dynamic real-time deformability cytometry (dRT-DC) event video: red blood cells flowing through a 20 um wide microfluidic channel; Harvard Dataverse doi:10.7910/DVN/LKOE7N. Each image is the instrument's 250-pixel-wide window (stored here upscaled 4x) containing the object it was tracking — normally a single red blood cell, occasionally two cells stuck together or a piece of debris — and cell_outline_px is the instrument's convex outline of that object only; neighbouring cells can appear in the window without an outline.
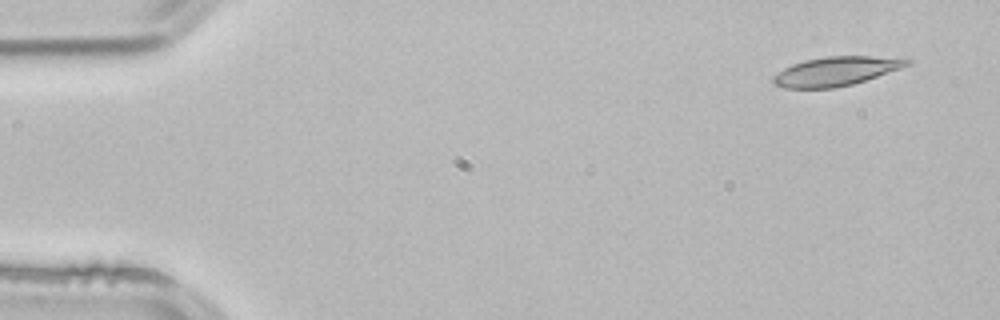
{"species": "common noctule bat (a hibernating species)", "species_latin": "Nyctalus noctula", "temperature_condition": "room temperature", "stored_images_in_passage": 3, "camera_frame_rate_fps": 3000, "um_per_image_px": 0.085, "animal": {"sex": "male", "body_mass_g": 21.5, "forearm_length_mm": 52.0}, "frame": {"image": 1, "passage_image": 1, "time_ms": 0.0, "image_size_px": [1000, 320], "cell_outline_px": [[912, 64], [852, 84], [836, 88], [784, 88], [772, 84], [772, 76], [784, 68], [792, 64], [804, 60], [828, 56], [868, 56], [912, 60]], "centroid_in_image_um": [70.98, 6.06], "position_along_channel_um": 14.0, "area_um2": 22.43}}
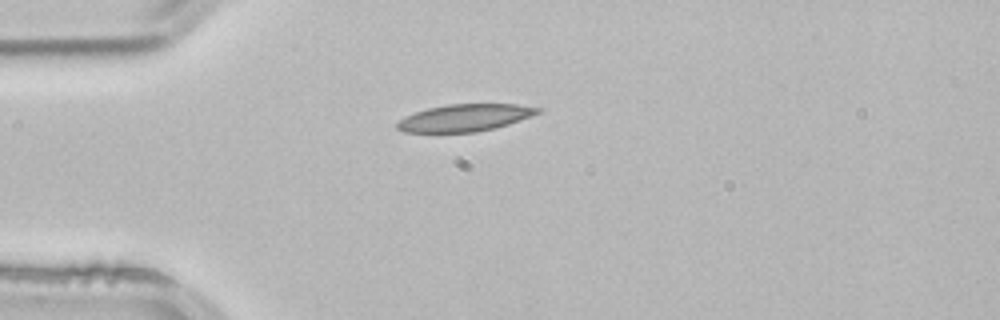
{"frame": {"image": 2, "passage_image": 3, "time_ms": 0.667, "image_size_px": [1000, 320], "cell_outline_px": [[544, 112], [496, 128], [476, 132], [404, 132], [396, 128], [396, 124], [404, 116], [428, 108], [448, 104], [516, 104], [544, 108]], "centroid_in_image_um": [39.57, 10.0], "position_along_channel_um": 45.4, "area_um2": 22.37}}